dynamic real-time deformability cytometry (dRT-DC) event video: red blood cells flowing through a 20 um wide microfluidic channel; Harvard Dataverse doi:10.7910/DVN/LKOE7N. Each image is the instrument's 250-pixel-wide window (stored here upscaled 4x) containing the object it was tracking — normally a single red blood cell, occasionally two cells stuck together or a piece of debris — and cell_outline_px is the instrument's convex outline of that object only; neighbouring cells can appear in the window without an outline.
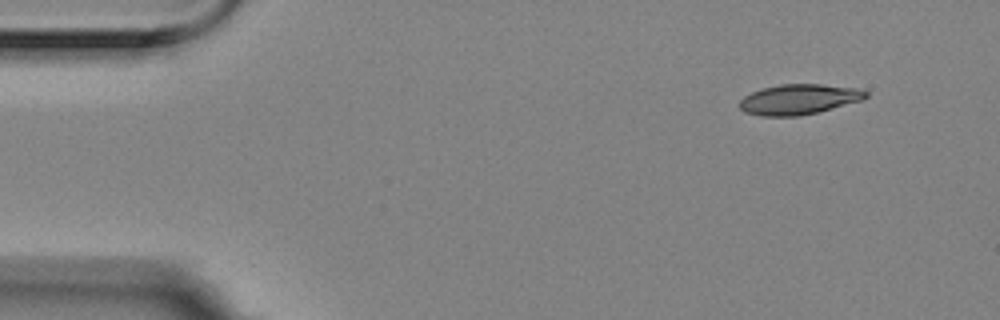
{"species": "Egyptian fruit bat (a non-hibernating species)", "species_latin": "Rousettus aegyptiacus", "temperature_condition": "room temperature", "stored_images_in_passage": 4, "segment_of_instrument_passage": [2, 2], "camera_frame_rate_fps": 3000, "um_per_image_px": 0.085, "animal": {"sex": "female"}, "frame": {"image": 1, "passage_image": 4, "time_ms": 1.0, "image_size_px": [1000, 320], "cell_outline_px": [[868, 96], [860, 100], [816, 112], [800, 116], [760, 116], [744, 112], [740, 108], [740, 100], [744, 96], [760, 88], [780, 84], [820, 84], [856, 88], [868, 92]], "centroid_in_image_um": [67.84, 8.44], "position_along_channel_um": 17.2, "area_um2": 22.08}}